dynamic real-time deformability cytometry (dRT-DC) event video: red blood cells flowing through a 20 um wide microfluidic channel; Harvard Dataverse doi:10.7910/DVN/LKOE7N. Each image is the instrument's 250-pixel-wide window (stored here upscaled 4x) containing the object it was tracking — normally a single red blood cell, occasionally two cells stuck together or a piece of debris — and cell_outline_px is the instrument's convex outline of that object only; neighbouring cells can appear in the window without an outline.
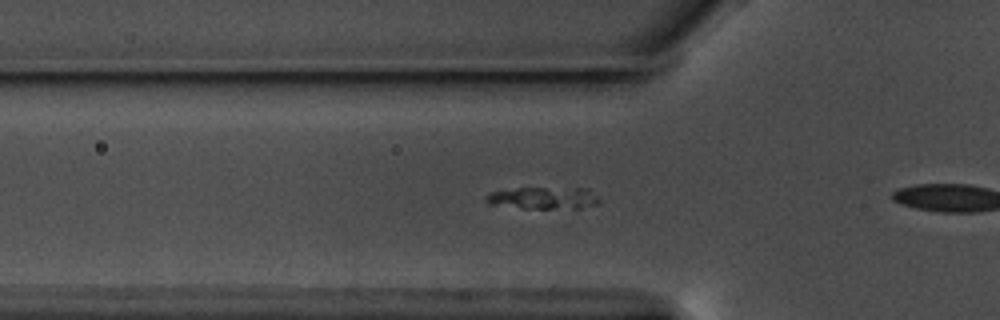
{"species": "common noctule bat (a hibernating species)", "species_latin": "Nyctalus noctula", "temperature_condition": "warm", "stored_images_in_passage": 41, "camera_frame_rate_fps": 3000, "um_per_image_px": 0.085, "animal": {"sex": "male", "body_mass_g": 17.5, "forearm_length_mm": 52.3}, "frame": {"image": 1, "passage_image": 2, "time_ms": 0.333, "image_size_px": [1000, 320], "cell_outline_px": [[600, 204], [580, 208], [524, 208], [488, 204], [484, 200], [484, 196], [492, 192], [516, 188], [588, 188], [600, 200]], "centroid_in_image_um": [46.2, 16.83], "position_along_channel_um": 79.6, "area_um2": 14.57}}
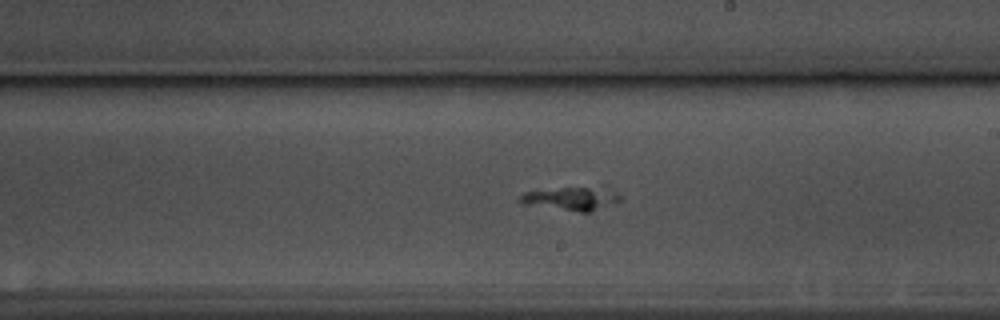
{"frame": {"image": 2, "passage_image": 16, "time_ms": 5.0, "image_size_px": [1000, 320], "cell_outline_px": [[624, 200], [588, 212], [580, 212], [520, 204], [516, 200], [516, 196], [524, 192], [560, 188], [608, 184]], "centroid_in_image_um": [48.62, 16.84], "position_along_channel_um": 240.4, "area_um2": 14.51}}
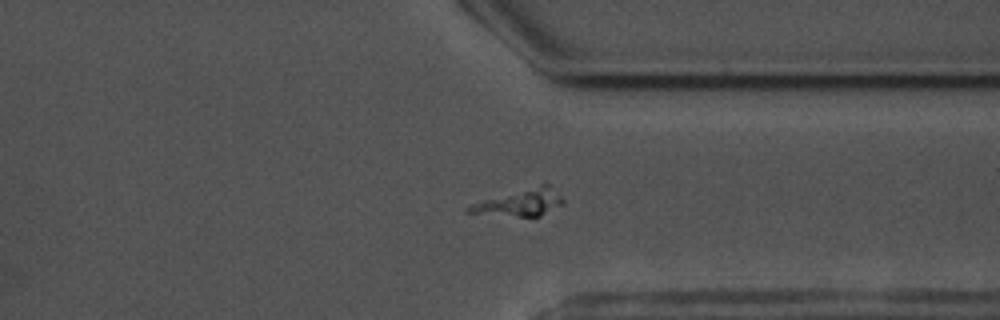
{"frame": {"image": 3, "passage_image": 27, "time_ms": 8.667, "image_size_px": [1000, 320], "cell_outline_px": [[564, 200], [560, 204], [540, 216], [520, 216], [464, 212], [464, 208], [472, 204], [544, 180]], "centroid_in_image_um": [44.21, 17.15], "position_along_channel_um": 367.2, "area_um2": 14.74}}